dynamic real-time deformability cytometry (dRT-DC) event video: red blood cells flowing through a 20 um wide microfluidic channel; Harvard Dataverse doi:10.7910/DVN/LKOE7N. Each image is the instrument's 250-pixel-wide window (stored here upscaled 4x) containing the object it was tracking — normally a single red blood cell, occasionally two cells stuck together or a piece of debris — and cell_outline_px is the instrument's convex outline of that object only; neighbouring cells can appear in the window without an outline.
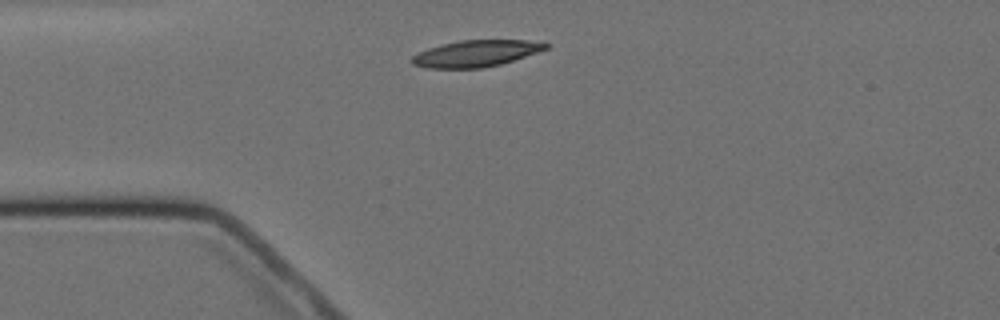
{"species": "Egyptian fruit bat (a non-hibernating species)", "species_latin": "Rousettus aegyptiacus", "temperature_condition": "cold", "stored_images_in_passage": 12, "camera_frame_rate_fps": 3000, "um_per_image_px": 0.085, "animal": {"sex": "female"}, "frame": {"image": 1, "passage_image": 1, "time_ms": 0.0, "image_size_px": [1000, 320], "cell_outline_px": [[548, 48], [500, 64], [480, 68], [428, 68], [412, 64], [412, 56], [428, 48], [440, 44], [460, 40], [528, 40], [548, 44]], "centroid_in_image_um": [40.41, 4.54], "position_along_channel_um": 44.6, "area_um2": 20.35}}
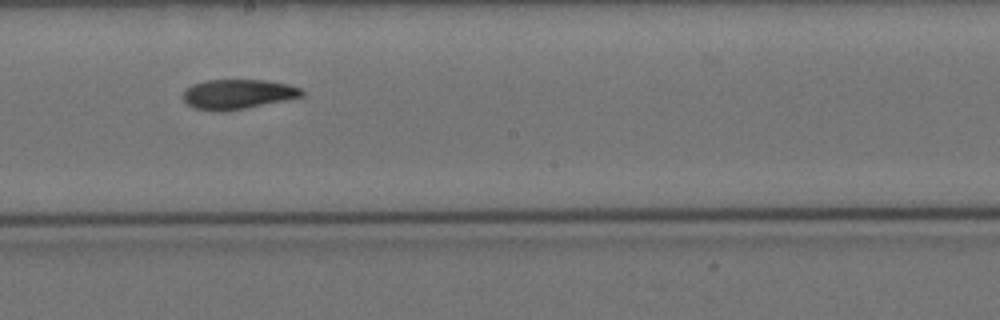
{"frame": {"image": 2, "passage_image": 6, "time_ms": 5.667, "image_size_px": [1000, 320], "cell_outline_px": [[304, 96], [244, 108], [220, 112], [196, 108], [188, 104], [184, 100], [184, 92], [192, 84], [208, 80], [264, 80], [288, 84], [300, 88], [304, 92]], "centroid_in_image_um": [20.22, 8.0], "position_along_channel_um": 228.0, "area_um2": 20.23}}
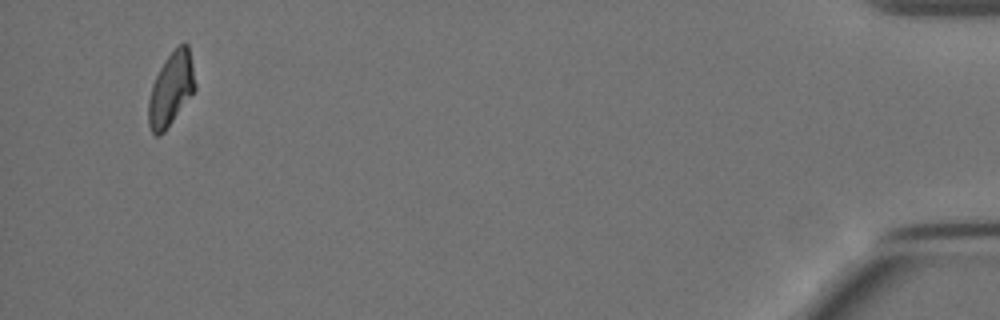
{"frame": {"image": 3, "passage_image": 12, "time_ms": 13.667, "image_size_px": [1000, 320], "cell_outline_px": [[196, 88], [164, 132], [160, 136], [156, 136], [152, 132], [148, 124], [148, 100], [152, 84], [164, 60], [180, 44], [188, 44], [196, 84]], "centroid_in_image_um": [14.52, 7.59], "position_along_channel_um": 420.7, "area_um2": 19.65}, "authors_computed_cell_mechanics": {"area_um2": 20.6635, "velocity_mm_per_s": 3.485, "shape_relaxation_time_tau1_ms": 10.2715, "shape_relaxation_time_tau2_ms": 9.9501, "deformation_change_tau1": 0.2075, "deformation_change_tau2": 0.158}}